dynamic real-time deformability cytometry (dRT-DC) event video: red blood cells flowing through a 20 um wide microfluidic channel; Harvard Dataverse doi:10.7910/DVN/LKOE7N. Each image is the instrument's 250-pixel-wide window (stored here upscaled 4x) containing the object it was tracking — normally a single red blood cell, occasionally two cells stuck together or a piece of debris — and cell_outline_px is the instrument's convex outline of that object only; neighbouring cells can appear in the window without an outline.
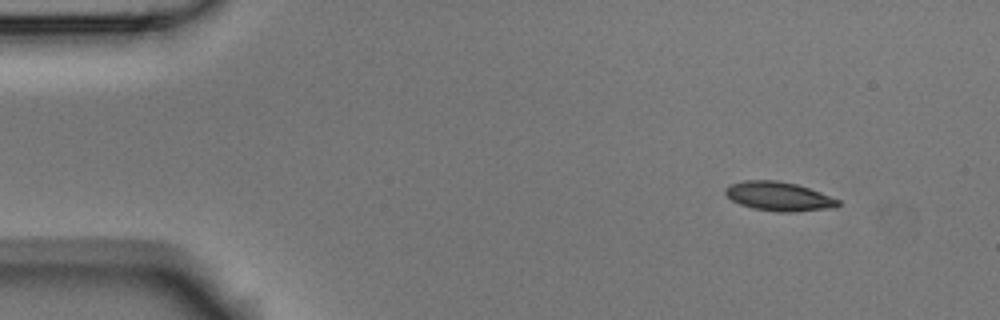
{"species": "Egyptian fruit bat (a non-hibernating species)", "species_latin": "Rousettus aegyptiacus", "temperature_condition": "room temperature", "stored_images_in_passage": 4, "camera_frame_rate_fps": 3000, "um_per_image_px": 0.085, "animal": {"sex": "male"}, "frame": {"image": 1, "passage_image": 1, "time_ms": 0.0, "image_size_px": [1000, 320], "cell_outline_px": [[840, 204], [836, 208], [796, 212], [776, 212], [752, 208], [740, 204], [732, 200], [724, 192], [724, 188], [732, 184], [744, 180], [776, 180], [796, 184], [820, 192], [840, 200]], "centroid_in_image_um": [66.22, 16.7], "position_along_channel_um": 18.8, "area_um2": 19.19}}
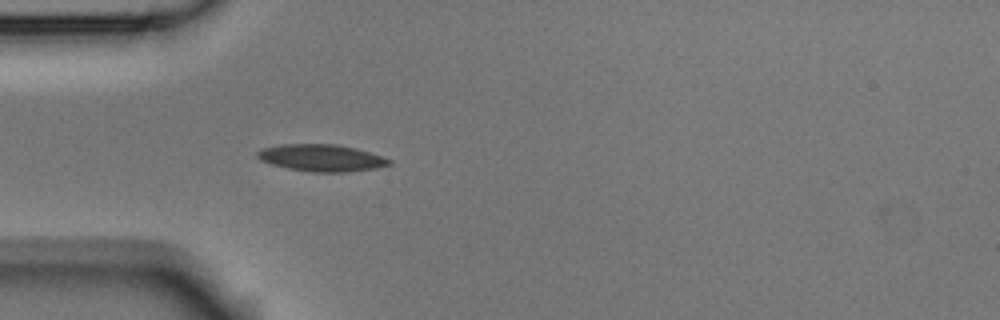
{"frame": {"image": 2, "passage_image": 4, "time_ms": 1.0, "image_size_px": [1000, 320], "cell_outline_px": [[392, 164], [376, 168], [348, 172], [312, 172], [288, 168], [272, 164], [260, 160], [256, 156], [256, 152], [264, 148], [280, 144], [336, 144], [356, 148], [392, 160]], "centroid_in_image_um": [27.32, 13.42], "position_along_channel_um": 57.7, "area_um2": 20.63}}